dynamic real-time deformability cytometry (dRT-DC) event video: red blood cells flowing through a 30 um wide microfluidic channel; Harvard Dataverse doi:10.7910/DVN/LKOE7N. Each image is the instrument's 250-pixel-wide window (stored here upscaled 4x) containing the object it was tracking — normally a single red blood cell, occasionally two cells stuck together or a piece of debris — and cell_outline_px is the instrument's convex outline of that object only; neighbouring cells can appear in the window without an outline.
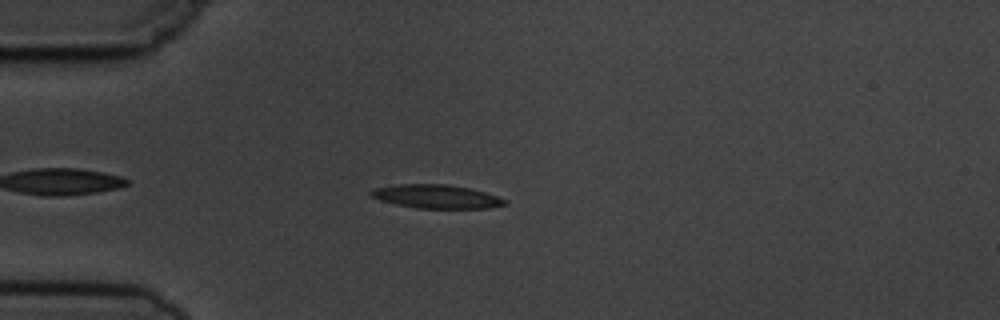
{"species": "common noctule bat (a hibernating species)", "species_latin": "Nyctalus noctula", "temperature_condition": "cold", "stored_images_in_passage": 6, "camera_frame_rate_fps": 3000, "um_per_image_px": 0.085, "animal": {"sex": "male", "body_mass_g": 19.5, "forearm_length_mm": 54.6}, "frame": {"image": 1, "passage_image": 3, "time_ms": 2.333, "image_size_px": [1000, 320], "cell_outline_px": [[508, 204], [488, 208], [416, 208], [396, 204], [380, 200], [372, 196], [368, 192], [372, 188], [396, 184], [448, 184], [468, 188], [484, 192], [508, 200]], "centroid_in_image_um": [37.07, 16.7], "position_along_channel_um": 47.9, "area_um2": 18.44}}
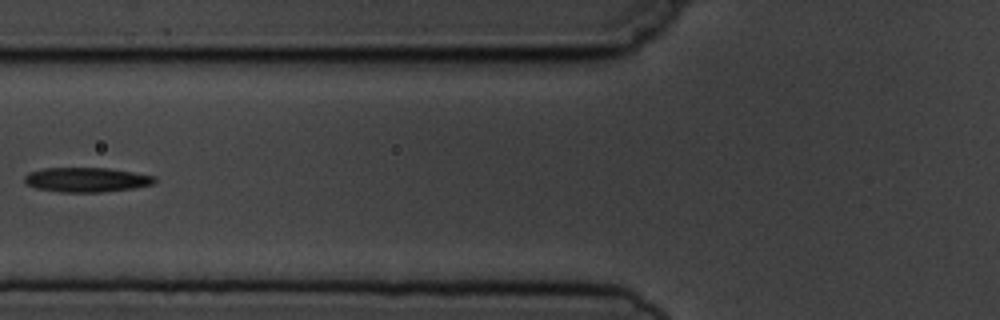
{"frame": {"image": 2, "passage_image": 5, "time_ms": 4.667, "image_size_px": [1000, 320], "cell_outline_px": [[156, 180], [152, 184], [132, 188], [100, 192], [60, 192], [36, 188], [28, 184], [24, 180], [24, 176], [28, 172], [44, 168], [108, 168], [156, 176]], "centroid_in_image_um": [7.33, 15.27], "position_along_channel_um": 118.5, "area_um2": 18.5}}
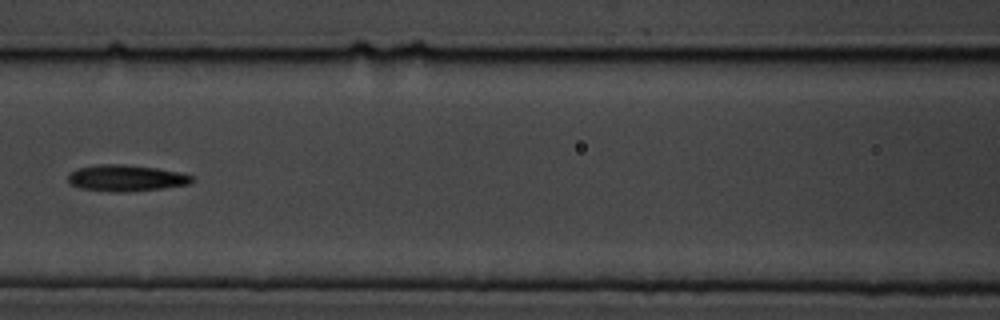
{"frame": {"image": 3, "passage_image": 6, "time_ms": 5.667, "image_size_px": [1000, 320], "cell_outline_px": [[192, 180], [188, 184], [164, 188], [124, 192], [112, 192], [80, 188], [68, 184], [68, 176], [72, 172], [80, 168], [96, 164], [124, 164], [156, 168], [180, 172], [192, 176]], "centroid_in_image_um": [10.69, 15.14], "position_along_channel_um": 155.9, "area_um2": 18.96}}